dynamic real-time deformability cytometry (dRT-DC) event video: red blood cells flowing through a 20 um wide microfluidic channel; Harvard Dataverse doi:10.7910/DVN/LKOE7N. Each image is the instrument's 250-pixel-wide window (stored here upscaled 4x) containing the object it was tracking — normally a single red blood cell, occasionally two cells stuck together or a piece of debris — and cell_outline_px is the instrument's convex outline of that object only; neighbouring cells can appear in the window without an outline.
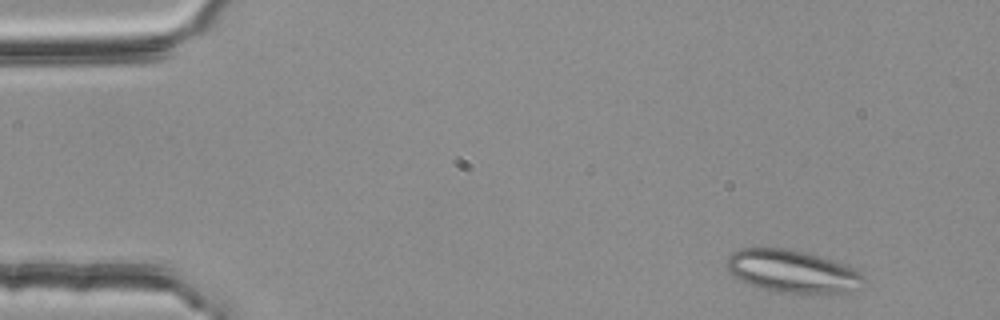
{"species": "common noctule bat (a hibernating species)", "species_latin": "Nyctalus noctula", "temperature_condition": "room temperature", "stored_images_in_passage": 50, "segment_of_instrument_passage": [1, 2], "camera_frame_rate_fps": 3000, "um_per_image_px": 0.085, "animal": {"sex": "female", "body_mass_g": 25.1}, "frame": {"image": 1, "passage_image": 3, "time_ms": 0.667, "image_size_px": [1000, 320], "cell_outline_px": [[868, 284], [848, 292], [812, 296], [800, 296], [772, 292], [748, 284], [740, 280], [728, 272], [724, 264], [728, 256], [732, 252], [740, 248], [784, 248], [808, 252], [856, 268], [868, 280]], "centroid_in_image_um": [67.4, 23.12], "position_along_channel_um": 17.6, "area_um2": 35.72}}